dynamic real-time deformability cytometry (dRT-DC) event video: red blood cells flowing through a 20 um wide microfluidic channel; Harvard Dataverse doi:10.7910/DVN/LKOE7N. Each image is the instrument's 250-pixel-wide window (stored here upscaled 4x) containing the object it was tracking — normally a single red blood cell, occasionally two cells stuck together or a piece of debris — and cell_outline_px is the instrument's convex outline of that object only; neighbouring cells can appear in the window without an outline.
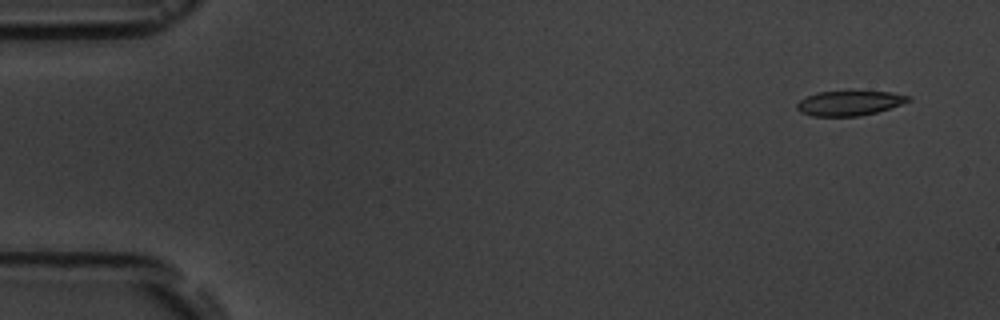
{"species": "common noctule bat (a hibernating species)", "species_latin": "Nyctalus noctula", "temperature_condition": "room temperature", "stored_images_in_passage": 5, "camera_frame_rate_fps": 3000, "um_per_image_px": 0.085, "animal": {"sex": "male", "body_mass_g": 19.5, "forearm_length_mm": 54.6}, "frame": {"image": 1, "passage_image": 2, "time_ms": 1.0, "image_size_px": [1000, 320], "cell_outline_px": [[912, 100], [876, 112], [860, 116], [812, 116], [800, 112], [796, 108], [796, 104], [800, 100], [816, 92], [892, 92], [912, 96]], "centroid_in_image_um": [72.19, 8.77], "position_along_channel_um": 12.8, "area_um2": 15.9}}
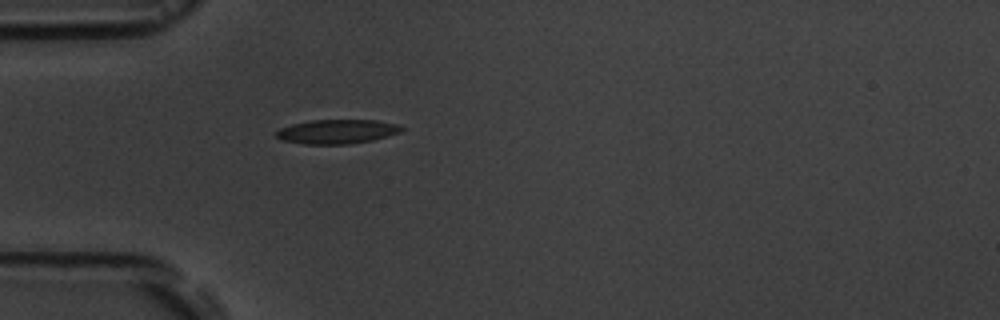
{"frame": {"image": 2, "passage_image": 5, "time_ms": 5.333, "image_size_px": [1000, 320], "cell_outline_px": [[404, 128], [400, 132], [372, 140], [348, 144], [304, 144], [280, 140], [276, 136], [276, 132], [280, 128], [292, 124], [312, 120], [376, 120], [396, 124]], "centroid_in_image_um": [28.61, 11.18], "position_along_channel_um": 56.4, "area_um2": 17.57}}